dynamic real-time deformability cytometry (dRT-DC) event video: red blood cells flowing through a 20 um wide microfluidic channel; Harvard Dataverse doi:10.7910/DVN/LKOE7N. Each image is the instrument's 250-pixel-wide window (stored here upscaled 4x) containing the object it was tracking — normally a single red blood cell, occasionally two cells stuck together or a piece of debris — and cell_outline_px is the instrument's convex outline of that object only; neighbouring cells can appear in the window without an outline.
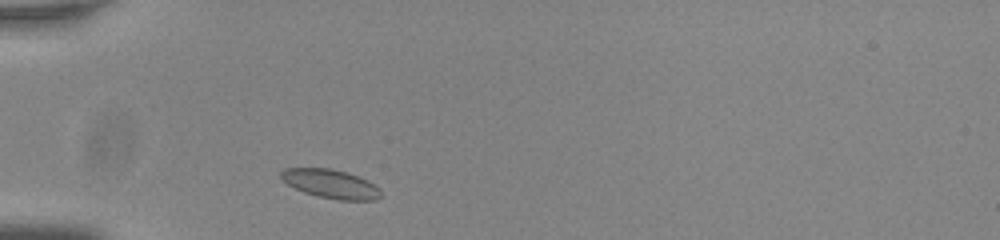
{"species": "common noctule bat (a hibernating species)", "species_latin": "Nyctalus noctula", "temperature_condition": "room temperature", "stored_images_in_passage": 32, "camera_frame_rate_fps": 3000, "um_per_image_px": 0.085, "animal": {"sex": "male", "body_mass_g": 20.0, "forearm_length_mm": 53.3}, "frame": {"image": 1, "passage_image": 2, "time_ms": 0.333, "image_size_px": [1000, 240], "cell_outline_px": [[380, 196], [376, 200], [340, 200], [316, 196], [304, 192], [288, 184], [280, 176], [280, 172], [284, 168], [328, 168], [348, 172], [360, 176], [368, 180], [380, 188]], "centroid_in_image_um": [28.14, 15.62], "position_along_channel_um": 56.9, "area_um2": 16.82}}
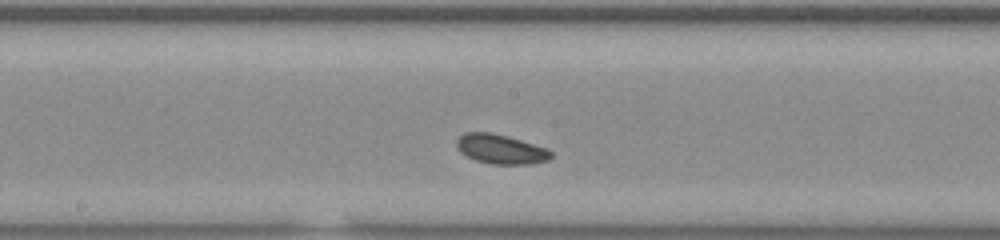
{"frame": {"image": 2, "passage_image": 15, "time_ms": 4.667, "image_size_px": [1000, 240], "cell_outline_px": [[552, 156], [548, 160], [532, 164], [492, 164], [476, 160], [460, 152], [456, 148], [456, 140], [464, 132], [492, 132], [508, 136], [548, 148], [552, 152]], "centroid_in_image_um": [42.57, 12.67], "position_along_channel_um": 205.6, "area_um2": 16.36}}
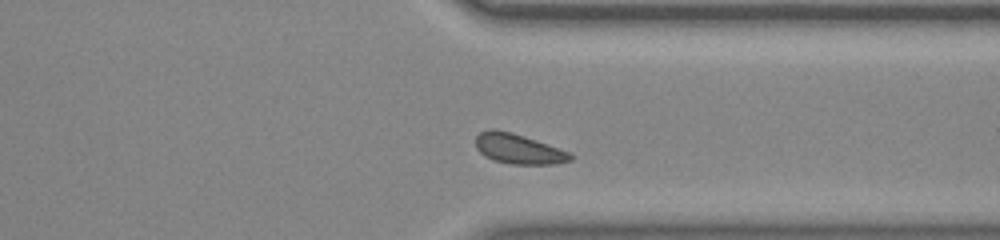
{"frame": {"image": 3, "passage_image": 28, "time_ms": 9.0, "image_size_px": [1000, 240], "cell_outline_px": [[572, 160], [556, 164], [512, 164], [492, 160], [484, 156], [476, 148], [476, 136], [480, 132], [488, 128], [496, 128], [512, 132], [536, 140], [568, 152], [572, 156]], "centroid_in_image_um": [44.01, 12.64], "position_along_channel_um": 367.4, "area_um2": 16.59}, "authors_computed_cell_mechanics": {"area_um2": 16.4152, "velocity_mm_per_s": 3.7195, "shape_relaxation_time_tau1_ms": 2.7798, "shape_relaxation_time_tau2_ms": null, "deformation_change_tau1": 0.0318, "deformation_change_tau2": null}}